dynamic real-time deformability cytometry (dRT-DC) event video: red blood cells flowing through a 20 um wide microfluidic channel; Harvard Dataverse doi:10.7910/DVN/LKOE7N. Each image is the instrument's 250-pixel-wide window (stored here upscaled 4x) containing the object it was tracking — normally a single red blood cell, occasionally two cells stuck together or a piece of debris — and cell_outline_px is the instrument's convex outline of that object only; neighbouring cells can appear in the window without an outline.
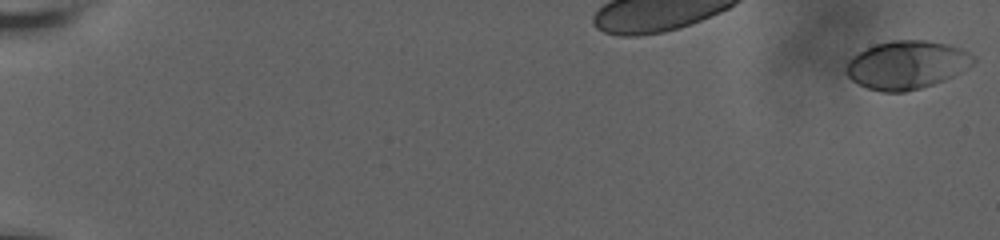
{"species": "human", "species_latin": "Homo sapiens", "temperature_condition": "room temperature", "stored_images_in_passage": 38, "camera_frame_rate_fps": 3000, "um_per_image_px": 0.085, "donor": {"sex": "male"}, "frame": {"image": 1, "passage_image": 1, "time_ms": 0.0, "image_size_px": [1000, 240], "cell_outline_px": [[976, 60], [972, 64], [952, 76], [944, 80], [920, 88], [904, 92], [880, 92], [868, 88], [852, 80], [844, 72], [844, 68], [848, 60], [852, 56], [876, 44], [892, 40], [928, 40], [948, 44], [960, 48], [976, 56]], "centroid_in_image_um": [77.05, 5.51], "position_along_channel_um": 7.9, "area_um2": 35.72}}
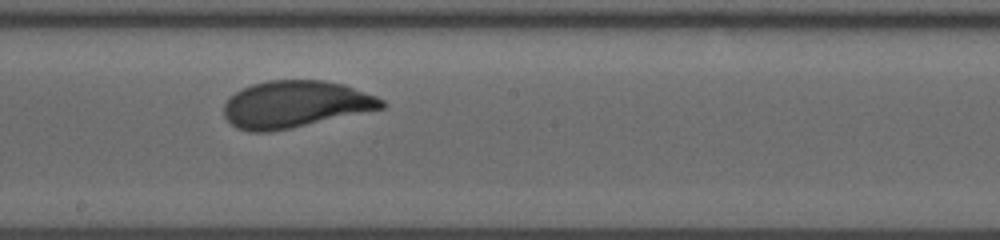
{"frame": {"image": 2, "passage_image": 24, "time_ms": 8.333, "image_size_px": [1000, 240], "cell_outline_px": [[388, 104], [384, 108], [292, 128], [272, 132], [248, 132], [236, 128], [224, 116], [224, 104], [228, 96], [252, 84], [268, 80], [324, 80], [344, 84], [376, 96], [384, 100]], "centroid_in_image_um": [25.09, 8.87], "position_along_channel_um": 223.1, "area_um2": 43.41}}
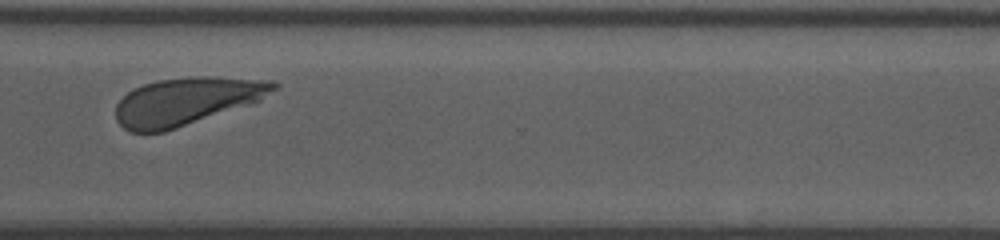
{"frame": {"image": 3, "passage_image": 37, "time_ms": 12.0, "image_size_px": [1000, 240], "cell_outline_px": [[280, 84], [276, 88], [260, 100], [164, 132], [128, 132], [116, 120], [116, 104], [128, 92], [144, 84], [160, 80], [188, 76], [208, 76], [272, 80]], "centroid_in_image_um": [15.84, 8.59], "position_along_channel_um": 354.8, "area_um2": 43.35}}